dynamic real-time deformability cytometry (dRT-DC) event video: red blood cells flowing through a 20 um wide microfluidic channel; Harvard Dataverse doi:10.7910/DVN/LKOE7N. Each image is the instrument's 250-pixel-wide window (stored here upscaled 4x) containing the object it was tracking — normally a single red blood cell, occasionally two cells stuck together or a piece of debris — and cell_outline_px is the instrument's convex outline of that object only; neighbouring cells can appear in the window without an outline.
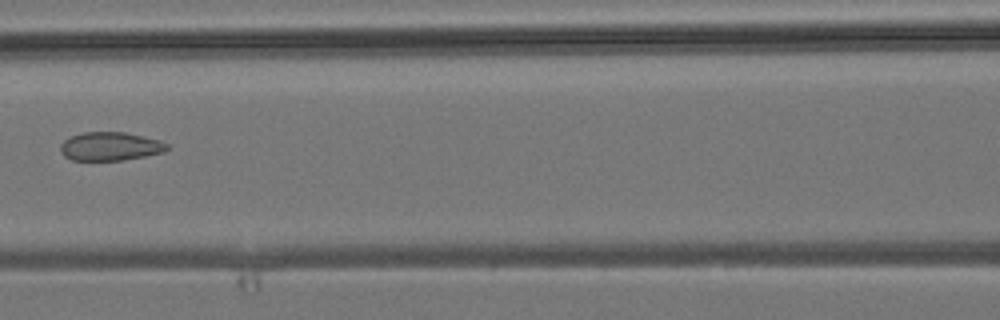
{"species": "common noctule bat (a hibernating species)", "species_latin": "Nyctalus noctula", "temperature_condition": "room temperature", "stored_images_in_passage": 7, "camera_frame_rate_fps": 3000, "um_per_image_px": 0.085, "animal": {"sex": "male", "body_mass_g": 19.2, "forearm_length_mm": 51.8}, "frame": {"image": 1, "passage_image": 7, "time_ms": 7.0, "image_size_px": [1000, 320], "cell_outline_px": [[168, 148], [164, 152], [124, 160], [72, 160], [64, 156], [60, 152], [60, 144], [64, 140], [72, 136], [84, 132], [124, 132], [160, 140], [168, 144]], "centroid_in_image_um": [9.36, 12.44], "position_along_channel_um": 157.2, "area_um2": 17.69}}